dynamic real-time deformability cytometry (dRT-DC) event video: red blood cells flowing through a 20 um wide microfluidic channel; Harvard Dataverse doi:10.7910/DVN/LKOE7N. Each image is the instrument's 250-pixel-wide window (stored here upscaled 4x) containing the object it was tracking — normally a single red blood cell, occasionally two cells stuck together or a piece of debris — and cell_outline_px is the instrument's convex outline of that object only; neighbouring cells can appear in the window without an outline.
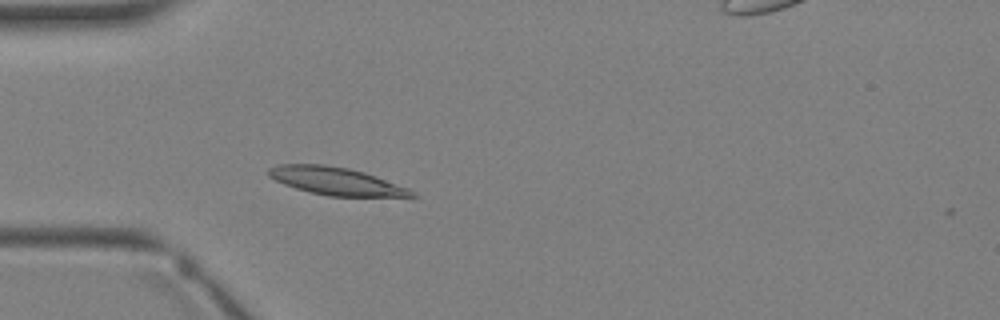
{"species": "Egyptian fruit bat (a non-hibernating species)", "species_latin": "Rousettus aegyptiacus", "temperature_condition": "warm", "stored_images_in_passage": 4, "camera_frame_rate_fps": 3000, "um_per_image_px": 0.085, "animal": {"sex": "female"}, "frame": {"image": 1, "passage_image": 3, "time_ms": 2.333, "image_size_px": [1000, 320], "cell_outline_px": [[420, 196], [328, 196], [308, 192], [284, 184], [268, 176], [268, 168], [280, 164], [324, 164], [348, 168], [364, 172], [376, 176], [408, 188], [416, 192]], "centroid_in_image_um": [28.55, 15.39], "position_along_channel_um": 56.5, "area_um2": 23.0}}